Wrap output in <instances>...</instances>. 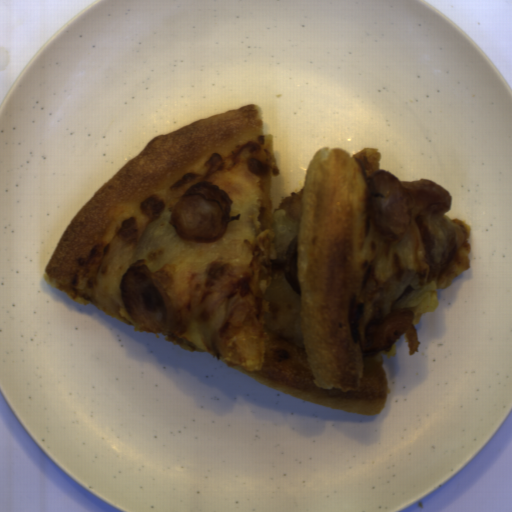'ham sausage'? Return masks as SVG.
<instances>
[{"label": "ham sausage", "instance_id": "0cea0756", "mask_svg": "<svg viewBox=\"0 0 512 512\" xmlns=\"http://www.w3.org/2000/svg\"><path fill=\"white\" fill-rule=\"evenodd\" d=\"M367 214L381 242L395 244L411 228L413 209L437 215L452 208L451 194L428 179L400 181L385 169L366 180Z\"/></svg>", "mask_w": 512, "mask_h": 512}, {"label": "ham sausage", "instance_id": "77c602ba", "mask_svg": "<svg viewBox=\"0 0 512 512\" xmlns=\"http://www.w3.org/2000/svg\"><path fill=\"white\" fill-rule=\"evenodd\" d=\"M233 202L220 186L196 181L177 199L168 223L184 242L215 243L223 238L229 222L241 217V213L231 216Z\"/></svg>", "mask_w": 512, "mask_h": 512}, {"label": "ham sausage", "instance_id": "b0c6462f", "mask_svg": "<svg viewBox=\"0 0 512 512\" xmlns=\"http://www.w3.org/2000/svg\"><path fill=\"white\" fill-rule=\"evenodd\" d=\"M120 300L139 333L164 334L175 325L176 307L146 263L135 260L121 275Z\"/></svg>", "mask_w": 512, "mask_h": 512}, {"label": "ham sausage", "instance_id": "ce85e706", "mask_svg": "<svg viewBox=\"0 0 512 512\" xmlns=\"http://www.w3.org/2000/svg\"><path fill=\"white\" fill-rule=\"evenodd\" d=\"M414 320V310L398 308L385 314L373 334V347L377 352H390L399 338L407 332Z\"/></svg>", "mask_w": 512, "mask_h": 512}, {"label": "ham sausage", "instance_id": "589cc3d0", "mask_svg": "<svg viewBox=\"0 0 512 512\" xmlns=\"http://www.w3.org/2000/svg\"><path fill=\"white\" fill-rule=\"evenodd\" d=\"M299 234L292 238L284 258H281L280 269L291 290L302 298L300 283L297 278V247Z\"/></svg>", "mask_w": 512, "mask_h": 512}]
</instances>
